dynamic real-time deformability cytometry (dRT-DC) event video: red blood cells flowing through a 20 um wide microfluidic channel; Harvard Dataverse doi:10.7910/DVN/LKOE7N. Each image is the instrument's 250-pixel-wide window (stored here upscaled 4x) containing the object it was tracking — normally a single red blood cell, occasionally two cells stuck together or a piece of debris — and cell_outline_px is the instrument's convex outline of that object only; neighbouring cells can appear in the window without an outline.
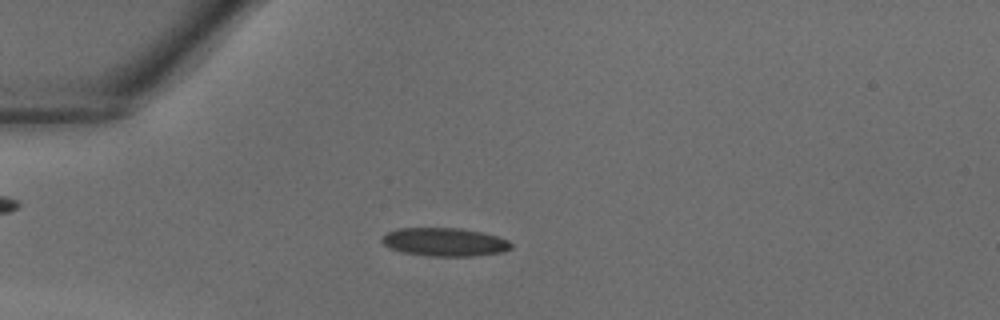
{"species": "common noctule bat (a hibernating species)", "species_latin": "Nyctalus noctula", "temperature_condition": "warm", "stored_images_in_passage": 40, "camera_frame_rate_fps": 3000, "um_per_image_px": 0.085, "animal": {"sex": "male", "body_mass_g": 18.8}, "frame": {"image": 1, "passage_image": 11, "time_ms": 3.333, "image_size_px": [1000, 320], "cell_outline_px": [[512, 248], [500, 252], [472, 256], [432, 256], [404, 252], [392, 248], [384, 244], [380, 240], [380, 236], [388, 232], [400, 228], [460, 228], [480, 232], [496, 236], [508, 240], [512, 244]], "centroid_in_image_um": [37.78, 20.56], "position_along_channel_um": 47.2, "area_um2": 21.1}}
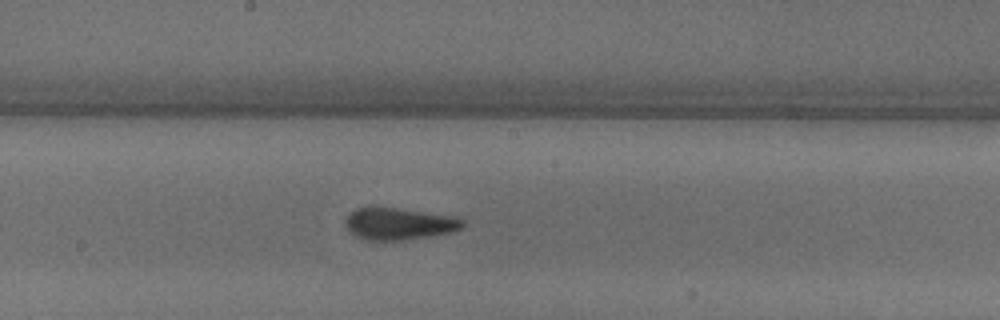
{"frame": {"image": 2, "passage_image": 22, "time_ms": 7.0, "image_size_px": [1000, 320], "cell_outline_px": [[464, 224], [460, 228], [452, 232], [428, 236], [400, 240], [364, 240], [352, 236], [344, 224], [344, 220], [348, 212], [356, 208], [368, 204], [372, 204], [456, 216], [464, 220]], "centroid_in_image_um": [33.8, 18.97], "position_along_channel_um": 214.4, "area_um2": 22.72}}
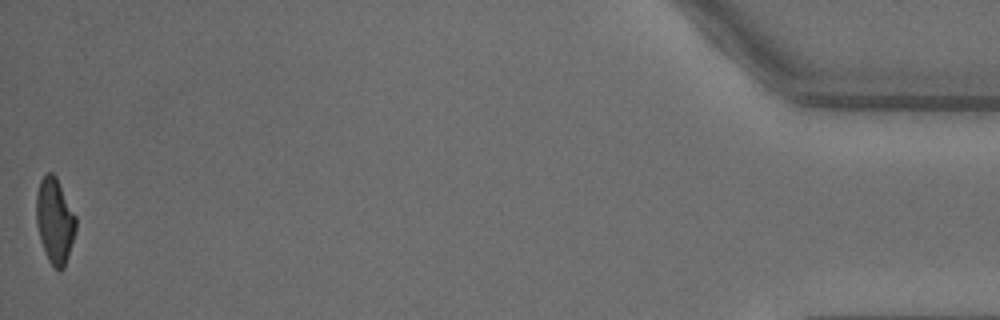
{"frame": {"image": 3, "passage_image": 40, "time_ms": 13.0, "image_size_px": [1000, 320], "cell_outline_px": [[76, 228], [64, 268], [60, 272], [48, 260], [44, 252], [40, 240], [36, 224], [36, 192], [40, 180], [44, 172], [52, 172], [56, 176], [76, 216]], "centroid_in_image_um": [4.63, 18.73], "position_along_channel_um": 430.6, "area_um2": 19.83}}